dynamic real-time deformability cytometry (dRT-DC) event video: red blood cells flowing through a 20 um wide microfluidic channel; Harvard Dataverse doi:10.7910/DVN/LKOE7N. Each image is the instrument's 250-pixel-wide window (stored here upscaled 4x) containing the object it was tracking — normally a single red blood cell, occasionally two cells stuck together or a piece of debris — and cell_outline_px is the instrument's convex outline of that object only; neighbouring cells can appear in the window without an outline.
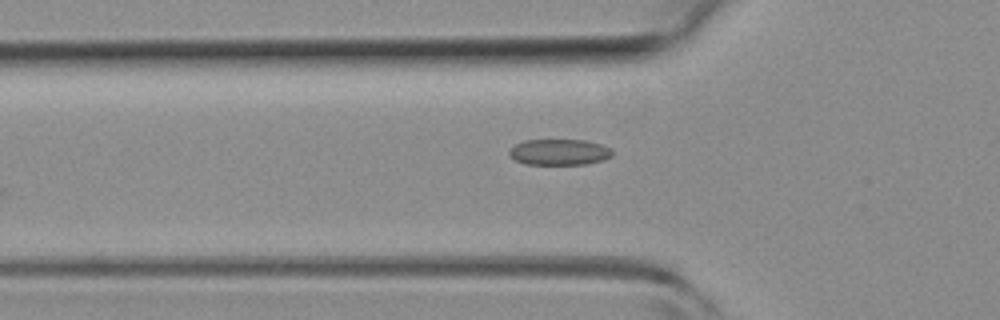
{"species": "common noctule bat (a hibernating species)", "species_latin": "Nyctalus noctula", "temperature_condition": "room temperature", "stored_images_in_passage": 37, "camera_frame_rate_fps": 3000, "um_per_image_px": 0.085, "animal": {"sex": "female", "body_mass_g": 19.3, "forearm_length_mm": 54.1}, "frame": {"image": 1, "passage_image": 3, "time_ms": 0.667, "image_size_px": [1000, 320], "cell_outline_px": [[612, 156], [604, 160], [584, 164], [524, 164], [516, 160], [508, 152], [516, 144], [524, 140], [584, 140], [600, 144], [612, 148]], "centroid_in_image_um": [47.57, 12.93], "position_along_channel_um": 78.2, "area_um2": 15.49}}
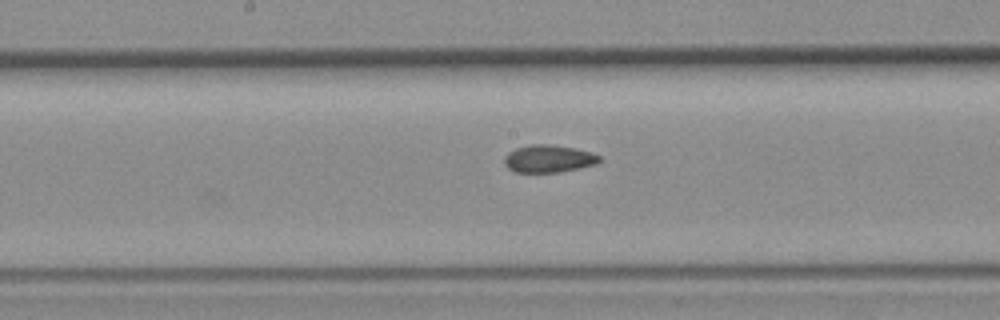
{"frame": {"image": 2, "passage_image": 12, "time_ms": 3.667, "image_size_px": [1000, 320], "cell_outline_px": [[604, 160], [596, 164], [580, 168], [560, 172], [516, 172], [508, 168], [504, 164], [504, 156], [508, 152], [516, 148], [532, 144], [548, 144], [572, 148], [592, 152], [600, 156]], "centroid_in_image_um": [46.65, 13.49], "position_along_channel_um": 201.6, "area_um2": 15.32}}
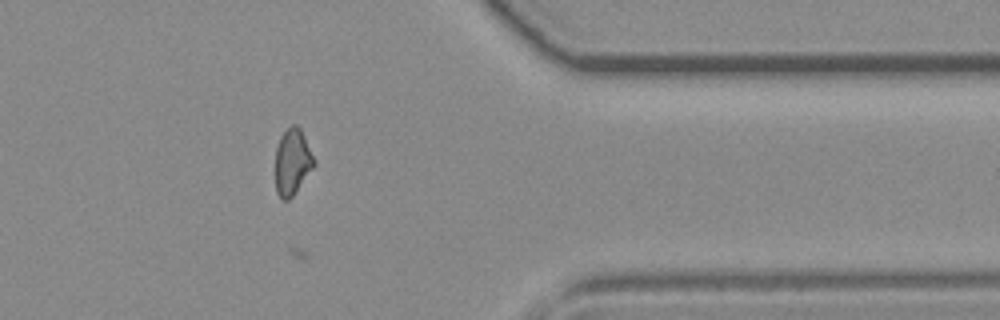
{"frame": {"image": 3, "passage_image": 27, "time_ms": 8.667, "image_size_px": [1000, 320], "cell_outline_px": [[316, 164], [292, 196], [288, 200], [280, 200], [276, 192], [276, 148], [280, 136], [292, 124], [296, 124], [300, 128], [316, 160]], "centroid_in_image_um": [24.86, 13.76], "position_along_channel_um": 386.5, "area_um2": 14.91}}